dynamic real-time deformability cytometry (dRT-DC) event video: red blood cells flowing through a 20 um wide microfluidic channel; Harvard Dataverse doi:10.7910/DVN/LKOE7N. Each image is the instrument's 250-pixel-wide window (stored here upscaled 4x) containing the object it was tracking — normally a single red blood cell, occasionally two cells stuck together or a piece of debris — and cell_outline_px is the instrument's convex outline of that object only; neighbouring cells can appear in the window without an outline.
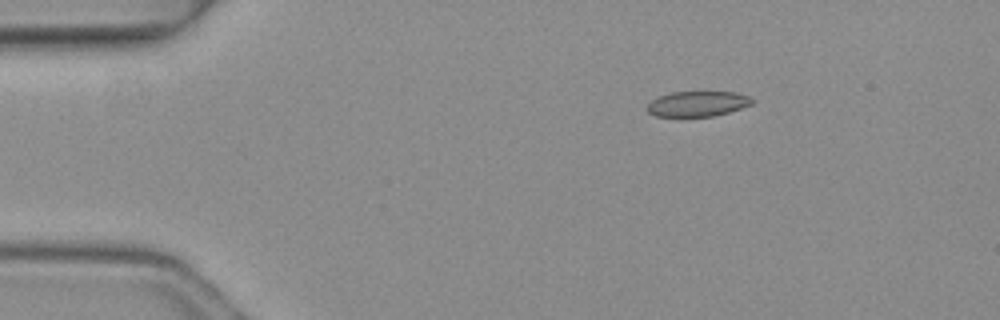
{"species": "common noctule bat (a hibernating species)", "species_latin": "Nyctalus noctula", "temperature_condition": "warm", "stored_images_in_passage": 4, "camera_frame_rate_fps": 3000, "um_per_image_px": 0.085, "animal": {"sex": "female", "body_mass_g": 19.3, "forearm_length_mm": 54.1}, "frame": {"image": 1, "passage_image": 2, "time_ms": 0.333, "image_size_px": [1000, 320], "cell_outline_px": [[756, 100], [752, 104], [728, 112], [712, 116], [680, 120], [656, 116], [648, 112], [644, 108], [656, 96], [672, 92], [732, 92], [748, 96]], "centroid_in_image_um": [59.19, 8.87], "position_along_channel_um": 25.8, "area_um2": 16.24}}
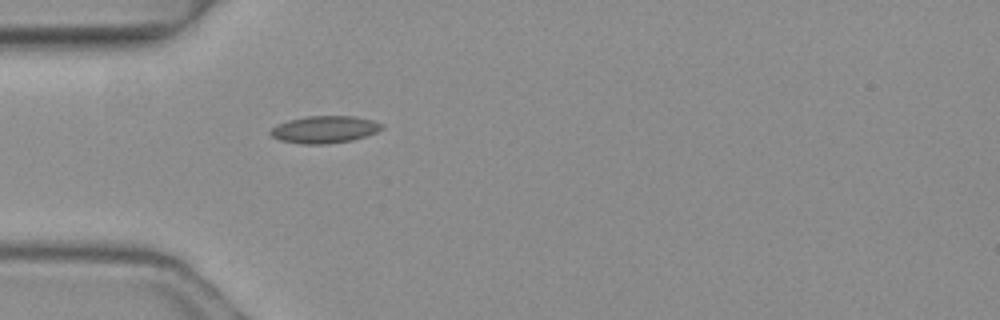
{"frame": {"image": 2, "passage_image": 4, "time_ms": 1.0, "image_size_px": [1000, 320], "cell_outline_px": [[384, 128], [376, 132], [352, 140], [328, 144], [304, 144], [280, 140], [272, 136], [268, 132], [276, 124], [288, 120], [304, 116], [356, 116], [372, 120], [384, 124]], "centroid_in_image_um": [27.58, 10.99], "position_along_channel_um": 57.4, "area_um2": 17.74}}